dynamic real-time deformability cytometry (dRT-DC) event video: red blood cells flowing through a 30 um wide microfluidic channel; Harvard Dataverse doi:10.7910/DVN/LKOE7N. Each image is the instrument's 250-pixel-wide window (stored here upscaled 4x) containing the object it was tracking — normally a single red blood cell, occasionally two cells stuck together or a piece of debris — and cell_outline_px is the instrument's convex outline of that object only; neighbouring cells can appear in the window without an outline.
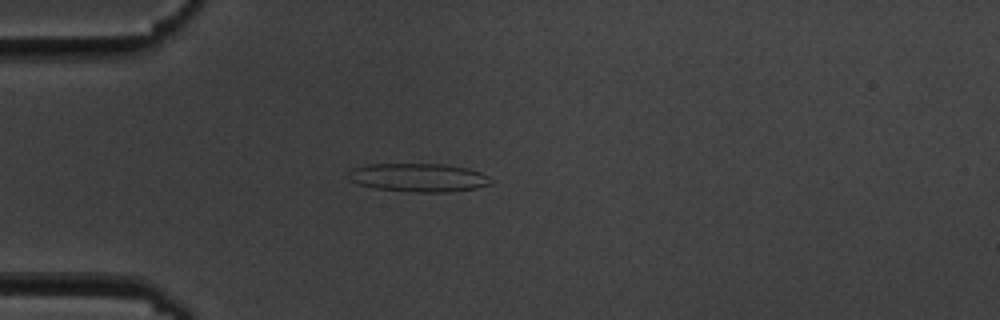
{"species": "common noctule bat (a hibernating species)", "species_latin": "Nyctalus noctula", "temperature_condition": "cold", "stored_images_in_passage": 6, "camera_frame_rate_fps": 3000, "um_per_image_px": 0.085, "animal": {"sex": "male", "body_mass_g": 19.5, "forearm_length_mm": 54.6}, "frame": {"image": 1, "passage_image": 4, "time_ms": 3.667, "image_size_px": [1000, 320], "cell_outline_px": [[492, 180], [488, 184], [476, 188], [448, 192], [416, 192], [376, 188], [356, 184], [348, 180], [348, 172], [352, 168], [368, 164], [444, 164], [468, 168], [480, 172], [488, 176]], "centroid_in_image_um": [35.53, 15.09], "position_along_channel_um": 49.5, "area_um2": 23.64}}